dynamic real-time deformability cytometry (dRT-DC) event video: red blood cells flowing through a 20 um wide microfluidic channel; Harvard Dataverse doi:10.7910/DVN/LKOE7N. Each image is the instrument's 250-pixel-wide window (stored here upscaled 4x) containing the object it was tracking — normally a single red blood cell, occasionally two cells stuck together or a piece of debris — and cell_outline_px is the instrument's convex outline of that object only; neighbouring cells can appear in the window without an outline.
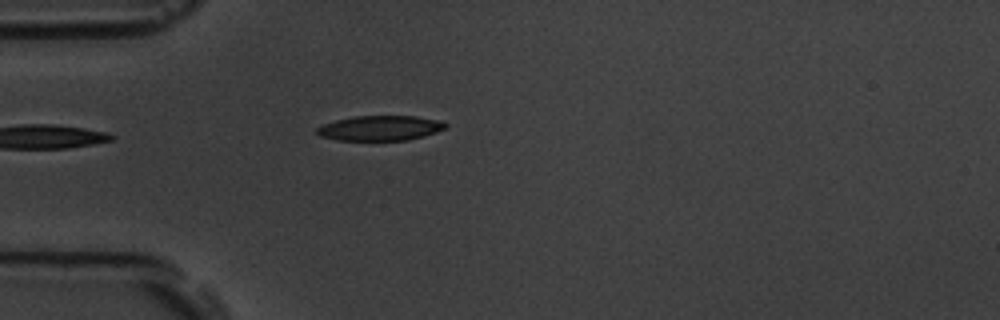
{"species": "common noctule bat (a hibernating species)", "species_latin": "Nyctalus noctula", "temperature_condition": "room temperature", "stored_images_in_passage": 4, "camera_frame_rate_fps": 3000, "um_per_image_px": 0.085, "animal": {"sex": "male", "body_mass_g": 19.5, "forearm_length_mm": 54.6}, "frame": {"image": 1, "passage_image": 4, "time_ms": 4.333, "image_size_px": [1000, 320], "cell_outline_px": [[448, 128], [424, 136], [408, 140], [336, 140], [320, 136], [316, 132], [316, 128], [324, 124], [336, 120], [356, 116], [416, 116], [440, 120], [448, 124]], "centroid_in_image_um": [32.35, 10.89], "position_along_channel_um": 52.6, "area_um2": 18.79}}